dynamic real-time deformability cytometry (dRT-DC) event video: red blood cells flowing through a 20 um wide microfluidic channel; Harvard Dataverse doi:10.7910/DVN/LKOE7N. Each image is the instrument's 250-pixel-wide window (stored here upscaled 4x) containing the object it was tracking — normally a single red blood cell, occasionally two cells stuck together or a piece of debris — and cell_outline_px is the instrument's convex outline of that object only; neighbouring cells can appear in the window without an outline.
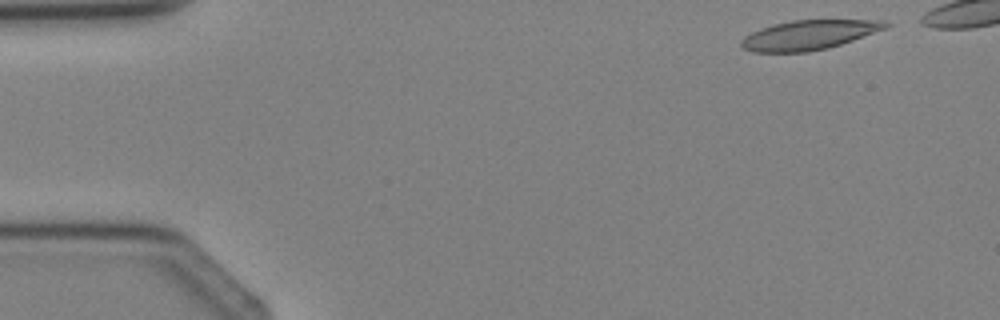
{"species": "Egyptian fruit bat (a non-hibernating species)", "species_latin": "Rousettus aegyptiacus", "temperature_condition": "cold", "stored_images_in_passage": 4, "camera_frame_rate_fps": 3000, "um_per_image_px": 0.085, "animal": {"sex": "female"}, "frame": {"image": 1, "passage_image": 1, "time_ms": 0.0, "image_size_px": [1000, 320], "cell_outline_px": [[892, 24], [888, 28], [828, 48], [808, 52], [752, 52], [740, 48], [740, 40], [744, 36], [752, 32], [772, 24], [792, 20], [884, 20]], "centroid_in_image_um": [68.74, 2.97], "position_along_channel_um": 16.3, "area_um2": 24.97}}